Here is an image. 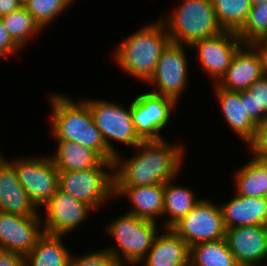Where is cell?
Wrapping results in <instances>:
<instances>
[{"instance_id":"obj_27","label":"cell","mask_w":267,"mask_h":266,"mask_svg":"<svg viewBox=\"0 0 267 266\" xmlns=\"http://www.w3.org/2000/svg\"><path fill=\"white\" fill-rule=\"evenodd\" d=\"M217 20L224 30L237 32L246 22L250 0H212Z\"/></svg>"},{"instance_id":"obj_5","label":"cell","mask_w":267,"mask_h":266,"mask_svg":"<svg viewBox=\"0 0 267 266\" xmlns=\"http://www.w3.org/2000/svg\"><path fill=\"white\" fill-rule=\"evenodd\" d=\"M110 223L107 229L116 239L119 250L114 246L105 250L116 257L122 266H125L124 261L132 265L142 262L158 234L157 222L126 213Z\"/></svg>"},{"instance_id":"obj_32","label":"cell","mask_w":267,"mask_h":266,"mask_svg":"<svg viewBox=\"0 0 267 266\" xmlns=\"http://www.w3.org/2000/svg\"><path fill=\"white\" fill-rule=\"evenodd\" d=\"M247 91L256 102V124L267 118V77L256 80Z\"/></svg>"},{"instance_id":"obj_14","label":"cell","mask_w":267,"mask_h":266,"mask_svg":"<svg viewBox=\"0 0 267 266\" xmlns=\"http://www.w3.org/2000/svg\"><path fill=\"white\" fill-rule=\"evenodd\" d=\"M41 217H27L0 211V249L24 256L35 247L44 233ZM42 231V232H41Z\"/></svg>"},{"instance_id":"obj_29","label":"cell","mask_w":267,"mask_h":266,"mask_svg":"<svg viewBox=\"0 0 267 266\" xmlns=\"http://www.w3.org/2000/svg\"><path fill=\"white\" fill-rule=\"evenodd\" d=\"M236 33L243 44H254L267 38V1L251 6L246 22Z\"/></svg>"},{"instance_id":"obj_4","label":"cell","mask_w":267,"mask_h":266,"mask_svg":"<svg viewBox=\"0 0 267 266\" xmlns=\"http://www.w3.org/2000/svg\"><path fill=\"white\" fill-rule=\"evenodd\" d=\"M165 19H162V22L170 41L188 47L224 31L217 20L212 0H184L174 13Z\"/></svg>"},{"instance_id":"obj_17","label":"cell","mask_w":267,"mask_h":266,"mask_svg":"<svg viewBox=\"0 0 267 266\" xmlns=\"http://www.w3.org/2000/svg\"><path fill=\"white\" fill-rule=\"evenodd\" d=\"M37 206L22 188L14 167L6 159L0 164V211L40 217Z\"/></svg>"},{"instance_id":"obj_10","label":"cell","mask_w":267,"mask_h":266,"mask_svg":"<svg viewBox=\"0 0 267 266\" xmlns=\"http://www.w3.org/2000/svg\"><path fill=\"white\" fill-rule=\"evenodd\" d=\"M175 105L174 100L153 92L134 98L131 117L138 137L142 141L163 139L159 132L167 126Z\"/></svg>"},{"instance_id":"obj_3","label":"cell","mask_w":267,"mask_h":266,"mask_svg":"<svg viewBox=\"0 0 267 266\" xmlns=\"http://www.w3.org/2000/svg\"><path fill=\"white\" fill-rule=\"evenodd\" d=\"M170 37L162 20L131 34L115 49V59L125 72L149 81Z\"/></svg>"},{"instance_id":"obj_26","label":"cell","mask_w":267,"mask_h":266,"mask_svg":"<svg viewBox=\"0 0 267 266\" xmlns=\"http://www.w3.org/2000/svg\"><path fill=\"white\" fill-rule=\"evenodd\" d=\"M172 180L164 184L163 215L169 214L165 228H171L184 217L201 199H196L194 193L187 187L172 185Z\"/></svg>"},{"instance_id":"obj_31","label":"cell","mask_w":267,"mask_h":266,"mask_svg":"<svg viewBox=\"0 0 267 266\" xmlns=\"http://www.w3.org/2000/svg\"><path fill=\"white\" fill-rule=\"evenodd\" d=\"M69 266H122L119 260L107 250H98L80 258L71 255Z\"/></svg>"},{"instance_id":"obj_38","label":"cell","mask_w":267,"mask_h":266,"mask_svg":"<svg viewBox=\"0 0 267 266\" xmlns=\"http://www.w3.org/2000/svg\"><path fill=\"white\" fill-rule=\"evenodd\" d=\"M259 52L262 61L263 76L267 77V42L259 41L252 44Z\"/></svg>"},{"instance_id":"obj_36","label":"cell","mask_w":267,"mask_h":266,"mask_svg":"<svg viewBox=\"0 0 267 266\" xmlns=\"http://www.w3.org/2000/svg\"><path fill=\"white\" fill-rule=\"evenodd\" d=\"M241 101H245L247 114L256 123V102L252 95L247 91H241Z\"/></svg>"},{"instance_id":"obj_2","label":"cell","mask_w":267,"mask_h":266,"mask_svg":"<svg viewBox=\"0 0 267 266\" xmlns=\"http://www.w3.org/2000/svg\"><path fill=\"white\" fill-rule=\"evenodd\" d=\"M52 130L57 140L73 141L96 151L104 160L114 162L100 130L96 127L88 105L74 103L64 95H51Z\"/></svg>"},{"instance_id":"obj_28","label":"cell","mask_w":267,"mask_h":266,"mask_svg":"<svg viewBox=\"0 0 267 266\" xmlns=\"http://www.w3.org/2000/svg\"><path fill=\"white\" fill-rule=\"evenodd\" d=\"M1 18L10 37L20 47H25L24 45H26V42L29 41L33 34H37L42 30L24 6H21L10 14L1 16Z\"/></svg>"},{"instance_id":"obj_35","label":"cell","mask_w":267,"mask_h":266,"mask_svg":"<svg viewBox=\"0 0 267 266\" xmlns=\"http://www.w3.org/2000/svg\"><path fill=\"white\" fill-rule=\"evenodd\" d=\"M0 266H26L25 256L0 249Z\"/></svg>"},{"instance_id":"obj_8","label":"cell","mask_w":267,"mask_h":266,"mask_svg":"<svg viewBox=\"0 0 267 266\" xmlns=\"http://www.w3.org/2000/svg\"><path fill=\"white\" fill-rule=\"evenodd\" d=\"M171 229L190 247L225 239L226 234L220 206L212 204L208 199H201Z\"/></svg>"},{"instance_id":"obj_23","label":"cell","mask_w":267,"mask_h":266,"mask_svg":"<svg viewBox=\"0 0 267 266\" xmlns=\"http://www.w3.org/2000/svg\"><path fill=\"white\" fill-rule=\"evenodd\" d=\"M61 238L62 235L44 232L25 256L26 266H69L71 254Z\"/></svg>"},{"instance_id":"obj_41","label":"cell","mask_w":267,"mask_h":266,"mask_svg":"<svg viewBox=\"0 0 267 266\" xmlns=\"http://www.w3.org/2000/svg\"><path fill=\"white\" fill-rule=\"evenodd\" d=\"M6 158L3 157V155L1 156V153H0V164L5 160Z\"/></svg>"},{"instance_id":"obj_20","label":"cell","mask_w":267,"mask_h":266,"mask_svg":"<svg viewBox=\"0 0 267 266\" xmlns=\"http://www.w3.org/2000/svg\"><path fill=\"white\" fill-rule=\"evenodd\" d=\"M119 195H127L133 203L134 207L128 212L129 214L152 221L158 216H163L164 184L114 187V196Z\"/></svg>"},{"instance_id":"obj_30","label":"cell","mask_w":267,"mask_h":266,"mask_svg":"<svg viewBox=\"0 0 267 266\" xmlns=\"http://www.w3.org/2000/svg\"><path fill=\"white\" fill-rule=\"evenodd\" d=\"M75 0H26L23 6L43 29Z\"/></svg>"},{"instance_id":"obj_15","label":"cell","mask_w":267,"mask_h":266,"mask_svg":"<svg viewBox=\"0 0 267 266\" xmlns=\"http://www.w3.org/2000/svg\"><path fill=\"white\" fill-rule=\"evenodd\" d=\"M225 239L238 264H256L267 258V225L227 228Z\"/></svg>"},{"instance_id":"obj_16","label":"cell","mask_w":267,"mask_h":266,"mask_svg":"<svg viewBox=\"0 0 267 266\" xmlns=\"http://www.w3.org/2000/svg\"><path fill=\"white\" fill-rule=\"evenodd\" d=\"M262 76L258 50L252 44H244L237 50L226 73L216 84L226 90L243 91Z\"/></svg>"},{"instance_id":"obj_24","label":"cell","mask_w":267,"mask_h":266,"mask_svg":"<svg viewBox=\"0 0 267 266\" xmlns=\"http://www.w3.org/2000/svg\"><path fill=\"white\" fill-rule=\"evenodd\" d=\"M252 158L235 173L236 193L245 197H267V159Z\"/></svg>"},{"instance_id":"obj_13","label":"cell","mask_w":267,"mask_h":266,"mask_svg":"<svg viewBox=\"0 0 267 266\" xmlns=\"http://www.w3.org/2000/svg\"><path fill=\"white\" fill-rule=\"evenodd\" d=\"M46 210L43 231L63 237L90 215L93 210L86 203L73 198L59 187L52 198L44 205Z\"/></svg>"},{"instance_id":"obj_7","label":"cell","mask_w":267,"mask_h":266,"mask_svg":"<svg viewBox=\"0 0 267 266\" xmlns=\"http://www.w3.org/2000/svg\"><path fill=\"white\" fill-rule=\"evenodd\" d=\"M89 107L96 127L100 130L108 150L116 157L115 147L109 141L134 146L142 142L135 132L131 117V105L128 109L117 103L104 100H83Z\"/></svg>"},{"instance_id":"obj_33","label":"cell","mask_w":267,"mask_h":266,"mask_svg":"<svg viewBox=\"0 0 267 266\" xmlns=\"http://www.w3.org/2000/svg\"><path fill=\"white\" fill-rule=\"evenodd\" d=\"M248 145L255 157L267 159V118L257 124L254 138Z\"/></svg>"},{"instance_id":"obj_34","label":"cell","mask_w":267,"mask_h":266,"mask_svg":"<svg viewBox=\"0 0 267 266\" xmlns=\"http://www.w3.org/2000/svg\"><path fill=\"white\" fill-rule=\"evenodd\" d=\"M20 48L21 47L10 37L0 16V57L4 56V58L8 60V55L15 52L17 53Z\"/></svg>"},{"instance_id":"obj_25","label":"cell","mask_w":267,"mask_h":266,"mask_svg":"<svg viewBox=\"0 0 267 266\" xmlns=\"http://www.w3.org/2000/svg\"><path fill=\"white\" fill-rule=\"evenodd\" d=\"M226 239L203 242L190 247V266H237Z\"/></svg>"},{"instance_id":"obj_18","label":"cell","mask_w":267,"mask_h":266,"mask_svg":"<svg viewBox=\"0 0 267 266\" xmlns=\"http://www.w3.org/2000/svg\"><path fill=\"white\" fill-rule=\"evenodd\" d=\"M167 230V232H166ZM157 234L144 257V266H190V246L171 228ZM159 235V236H158ZM145 261V262H143Z\"/></svg>"},{"instance_id":"obj_12","label":"cell","mask_w":267,"mask_h":266,"mask_svg":"<svg viewBox=\"0 0 267 266\" xmlns=\"http://www.w3.org/2000/svg\"><path fill=\"white\" fill-rule=\"evenodd\" d=\"M242 45L244 44L235 31L224 30L218 35L197 41L190 47L197 49L198 61L204 71L215 78V81H219Z\"/></svg>"},{"instance_id":"obj_19","label":"cell","mask_w":267,"mask_h":266,"mask_svg":"<svg viewBox=\"0 0 267 266\" xmlns=\"http://www.w3.org/2000/svg\"><path fill=\"white\" fill-rule=\"evenodd\" d=\"M225 228L267 225V197L235 195L220 206Z\"/></svg>"},{"instance_id":"obj_37","label":"cell","mask_w":267,"mask_h":266,"mask_svg":"<svg viewBox=\"0 0 267 266\" xmlns=\"http://www.w3.org/2000/svg\"><path fill=\"white\" fill-rule=\"evenodd\" d=\"M23 6L21 0H0V16L10 14Z\"/></svg>"},{"instance_id":"obj_1","label":"cell","mask_w":267,"mask_h":266,"mask_svg":"<svg viewBox=\"0 0 267 266\" xmlns=\"http://www.w3.org/2000/svg\"><path fill=\"white\" fill-rule=\"evenodd\" d=\"M165 141H142L135 148L140 150L131 159L114 160V187L150 186L165 184L175 179L180 170L183 147Z\"/></svg>"},{"instance_id":"obj_9","label":"cell","mask_w":267,"mask_h":266,"mask_svg":"<svg viewBox=\"0 0 267 266\" xmlns=\"http://www.w3.org/2000/svg\"><path fill=\"white\" fill-rule=\"evenodd\" d=\"M32 202L44 206L59 187V170L49 157L20 158L10 163Z\"/></svg>"},{"instance_id":"obj_22","label":"cell","mask_w":267,"mask_h":266,"mask_svg":"<svg viewBox=\"0 0 267 266\" xmlns=\"http://www.w3.org/2000/svg\"><path fill=\"white\" fill-rule=\"evenodd\" d=\"M58 150L51 158L59 171H82L101 167L104 160L93 149L73 141L57 140Z\"/></svg>"},{"instance_id":"obj_39","label":"cell","mask_w":267,"mask_h":266,"mask_svg":"<svg viewBox=\"0 0 267 266\" xmlns=\"http://www.w3.org/2000/svg\"><path fill=\"white\" fill-rule=\"evenodd\" d=\"M267 0H250L251 2V6L253 5H258V4H262L264 2H266Z\"/></svg>"},{"instance_id":"obj_6","label":"cell","mask_w":267,"mask_h":266,"mask_svg":"<svg viewBox=\"0 0 267 266\" xmlns=\"http://www.w3.org/2000/svg\"><path fill=\"white\" fill-rule=\"evenodd\" d=\"M59 188L96 210L114 197V162L106 161L101 167L82 171H59Z\"/></svg>"},{"instance_id":"obj_21","label":"cell","mask_w":267,"mask_h":266,"mask_svg":"<svg viewBox=\"0 0 267 266\" xmlns=\"http://www.w3.org/2000/svg\"><path fill=\"white\" fill-rule=\"evenodd\" d=\"M216 96L230 125L242 140L249 143L255 135L257 124L247 114L245 101H241V91H230L216 84Z\"/></svg>"},{"instance_id":"obj_11","label":"cell","mask_w":267,"mask_h":266,"mask_svg":"<svg viewBox=\"0 0 267 266\" xmlns=\"http://www.w3.org/2000/svg\"><path fill=\"white\" fill-rule=\"evenodd\" d=\"M184 48L182 44L170 42L163 50L154 74L148 81L152 85L157 84L153 93L170 98L176 103L179 102L188 79L189 69Z\"/></svg>"},{"instance_id":"obj_40","label":"cell","mask_w":267,"mask_h":266,"mask_svg":"<svg viewBox=\"0 0 267 266\" xmlns=\"http://www.w3.org/2000/svg\"><path fill=\"white\" fill-rule=\"evenodd\" d=\"M237 266H266V265H258V263H251V264H238Z\"/></svg>"}]
</instances>
